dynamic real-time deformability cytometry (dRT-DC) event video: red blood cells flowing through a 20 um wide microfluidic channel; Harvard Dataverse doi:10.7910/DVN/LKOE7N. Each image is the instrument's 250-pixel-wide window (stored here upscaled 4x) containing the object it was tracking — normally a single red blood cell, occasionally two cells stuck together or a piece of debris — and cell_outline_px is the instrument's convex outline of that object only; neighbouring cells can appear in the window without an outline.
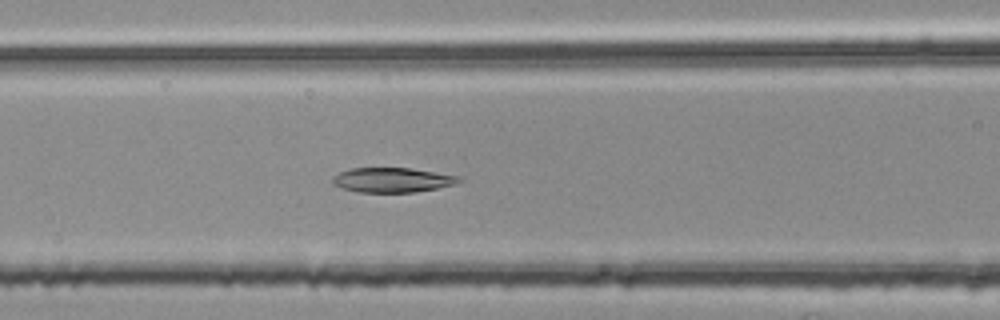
{"species": "common noctule bat (a hibernating species)", "species_latin": "Nyctalus noctula", "temperature_condition": "room temperature", "stored_images_in_passage": 42, "camera_frame_rate_fps": 3000, "um_per_image_px": 0.085, "animal": {"sex": "female", "body_mass_g": 25.1}, "frame": {"image": 1, "passage_image": 12, "time_ms": 3.667, "image_size_px": [1000, 320], "cell_outline_px": [[464, 180], [456, 184], [436, 188], [412, 192], [360, 192], [344, 188], [332, 184], [332, 180], [340, 172], [348, 168], [408, 168], [460, 176]], "centroid_in_image_um": [33.37, 15.29], "position_along_channel_um": 133.2, "area_um2": 17.98}}
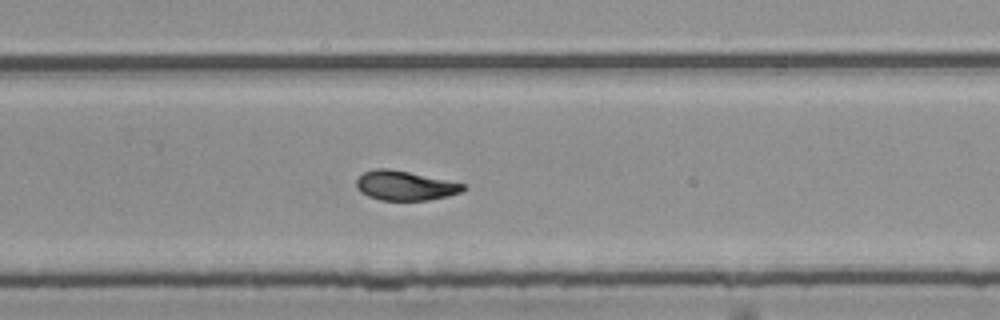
{"frame": {"image": 2, "passage_image": 25, "time_ms": 8.0, "image_size_px": [1000, 320], "cell_outline_px": [[468, 188], [460, 192], [448, 196], [428, 200], [380, 200], [368, 196], [360, 192], [356, 184], [356, 180], [364, 172], [376, 168], [388, 168], [408, 172], [464, 184]], "centroid_in_image_um": [34.41, 15.78], "position_along_channel_um": 295.4, "area_um2": 18.15}}
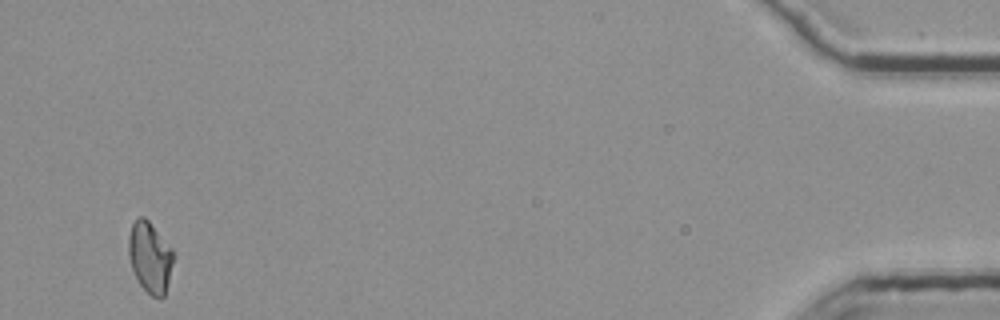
{"frame": {"image": 3, "passage_image": 42, "time_ms": 13.667, "image_size_px": [1000, 320], "cell_outline_px": [[176, 256], [164, 296], [160, 300], [152, 296], [140, 284], [132, 268], [128, 252], [128, 240], [132, 224], [140, 216], [144, 216], [148, 220], [172, 248]], "centroid_in_image_um": [12.78, 21.87], "position_along_channel_um": 422.4, "area_um2": 18.55}, "authors_computed_cell_mechanics": {"area_um2": 18.5827, "velocity_mm_per_s": 3.7506, "shape_relaxation_time_tau1_ms": null, "shape_relaxation_time_tau2_ms": 3.1604, "deformation_change_tau1": null, "deformation_change_tau2": 0.0852}}